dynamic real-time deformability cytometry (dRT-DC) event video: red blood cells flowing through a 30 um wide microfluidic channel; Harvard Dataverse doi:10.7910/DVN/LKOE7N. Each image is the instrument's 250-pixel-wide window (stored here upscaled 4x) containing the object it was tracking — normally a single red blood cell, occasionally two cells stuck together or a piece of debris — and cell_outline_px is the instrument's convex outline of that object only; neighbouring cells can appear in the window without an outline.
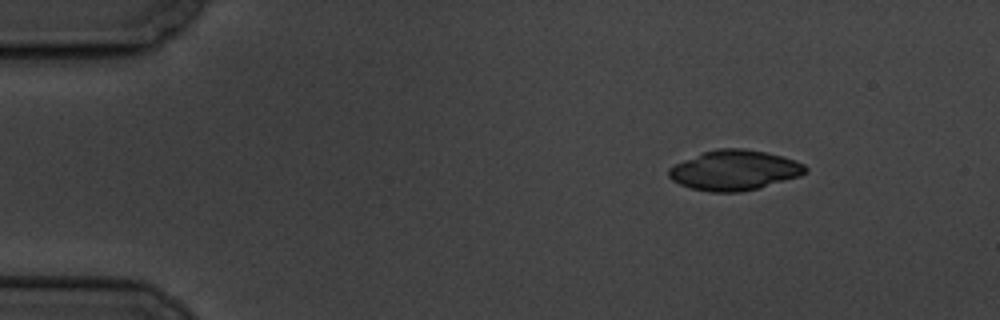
{"species": "common noctule bat (a hibernating species)", "species_latin": "Nyctalus noctula", "temperature_condition": "cold", "stored_images_in_passage": 8, "camera_frame_rate_fps": 3000, "um_per_image_px": 0.085, "animal": {"sex": "male", "body_mass_g": 19.5, "forearm_length_mm": 54.6}, "frame": {"image": 1, "passage_image": 2, "time_ms": 1.0, "image_size_px": [1000, 320], "cell_outline_px": [[808, 172], [800, 176], [760, 188], [740, 192], [712, 192], [692, 188], [680, 184], [672, 180], [668, 176], [668, 168], [684, 160], [704, 152], [716, 148], [744, 148], [764, 152], [796, 160], [804, 164], [808, 168]], "centroid_in_image_um": [62.45, 14.47], "position_along_channel_um": 22.5, "area_um2": 31.85}}